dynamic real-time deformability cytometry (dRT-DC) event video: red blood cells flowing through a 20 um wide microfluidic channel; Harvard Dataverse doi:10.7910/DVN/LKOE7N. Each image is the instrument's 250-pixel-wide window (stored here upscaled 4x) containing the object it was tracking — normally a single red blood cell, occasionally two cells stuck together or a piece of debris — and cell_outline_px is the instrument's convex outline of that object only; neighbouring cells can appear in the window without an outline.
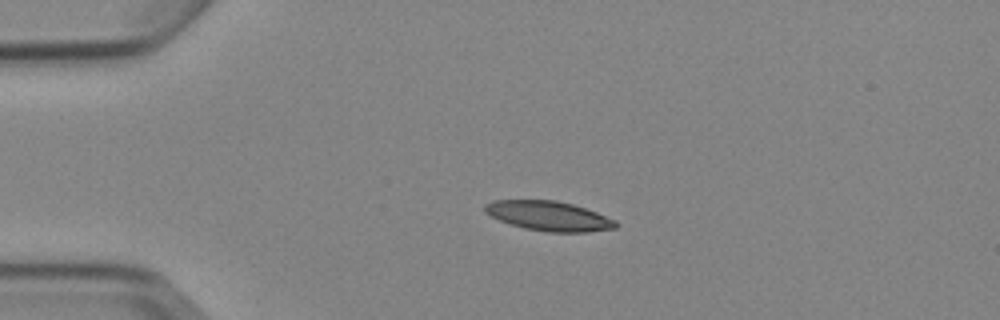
{"species": "Egyptian fruit bat (a non-hibernating species)", "species_latin": "Rousettus aegyptiacus", "temperature_condition": "cold", "stored_images_in_passage": 2, "camera_frame_rate_fps": 3000, "um_per_image_px": 0.085, "animal": {"sex": "female"}, "frame": {"image": 1, "passage_image": 1, "time_ms": 0.0, "image_size_px": [1000, 320], "cell_outline_px": [[620, 224], [616, 228], [588, 232], [548, 232], [524, 228], [500, 220], [484, 212], [484, 204], [492, 200], [556, 200], [572, 204], [596, 212], [616, 220]], "centroid_in_image_um": [46.66, 18.35], "position_along_channel_um": 38.3, "area_um2": 22.6}}